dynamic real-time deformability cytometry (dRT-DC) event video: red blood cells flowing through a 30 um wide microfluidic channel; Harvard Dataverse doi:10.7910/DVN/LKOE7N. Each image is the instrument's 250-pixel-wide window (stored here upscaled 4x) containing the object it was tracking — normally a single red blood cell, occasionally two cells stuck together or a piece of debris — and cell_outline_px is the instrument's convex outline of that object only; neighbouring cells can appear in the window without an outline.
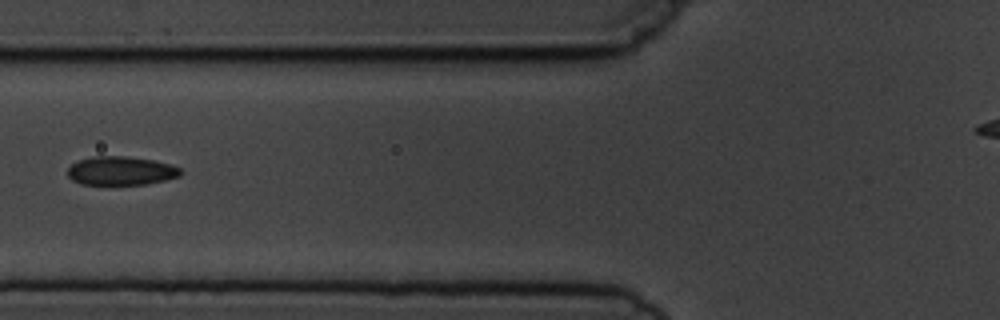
{"species": "common noctule bat (a hibernating species)", "species_latin": "Nyctalus noctula", "temperature_condition": "cold", "stored_images_in_passage": 3, "camera_frame_rate_fps": 3000, "um_per_image_px": 0.085, "animal": {"sex": "male", "body_mass_g": 19.5, "forearm_length_mm": 54.6}, "frame": {"image": 1, "passage_image": 3, "time_ms": 2.333, "image_size_px": [1000, 320], "cell_outline_px": [[184, 172], [180, 176], [164, 180], [144, 184], [80, 184], [72, 180], [68, 176], [68, 168], [72, 164], [80, 160], [92, 156], [124, 156], [152, 160], [168, 164], [180, 168]], "centroid_in_image_um": [10.27, 14.52], "position_along_channel_um": 115.5, "area_um2": 18.73}}